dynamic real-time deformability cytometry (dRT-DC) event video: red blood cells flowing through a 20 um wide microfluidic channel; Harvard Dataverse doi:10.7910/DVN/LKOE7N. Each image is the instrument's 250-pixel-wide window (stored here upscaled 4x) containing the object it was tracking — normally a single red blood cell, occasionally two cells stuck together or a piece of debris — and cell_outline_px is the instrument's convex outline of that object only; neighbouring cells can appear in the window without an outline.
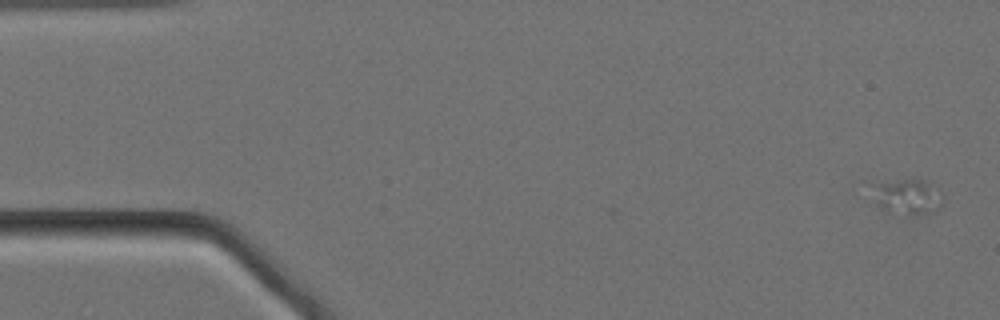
{"species": "Egyptian fruit bat (a non-hibernating species)", "species_latin": "Rousettus aegyptiacus", "temperature_condition": "cold", "stored_images_in_passage": 58, "camera_frame_rate_fps": 3000, "um_per_image_px": 0.085, "animal": {"sex": "female"}, "frame": {"image": 1, "passage_image": 1, "time_ms": 0.0, "image_size_px": [1000, 320], "cell_outline_px": [[932, 208], [928, 212], [908, 216], [880, 208], [876, 204], [872, 184], [904, 180], [924, 180], [928, 184]], "centroid_in_image_um": [76.8, 16.73], "position_along_channel_um": 8.2, "area_um2": 12.43}}
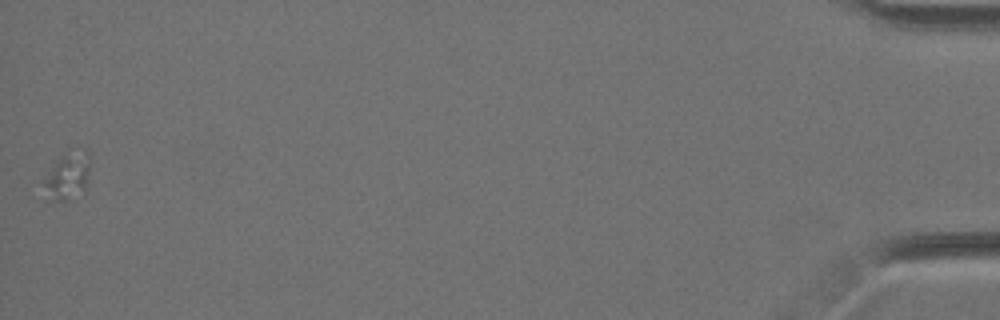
{"frame": {"image": 2, "passage_image": 58, "time_ms": 19.0, "image_size_px": [1000, 320], "cell_outline_px": [[88, 172], [84, 192], [68, 200], [48, 200], [44, 184], [44, 180], [52, 164], [64, 156], [88, 152]], "centroid_in_image_um": [5.71, 15.07], "position_along_channel_um": 429.5, "area_um2": 11.85}}